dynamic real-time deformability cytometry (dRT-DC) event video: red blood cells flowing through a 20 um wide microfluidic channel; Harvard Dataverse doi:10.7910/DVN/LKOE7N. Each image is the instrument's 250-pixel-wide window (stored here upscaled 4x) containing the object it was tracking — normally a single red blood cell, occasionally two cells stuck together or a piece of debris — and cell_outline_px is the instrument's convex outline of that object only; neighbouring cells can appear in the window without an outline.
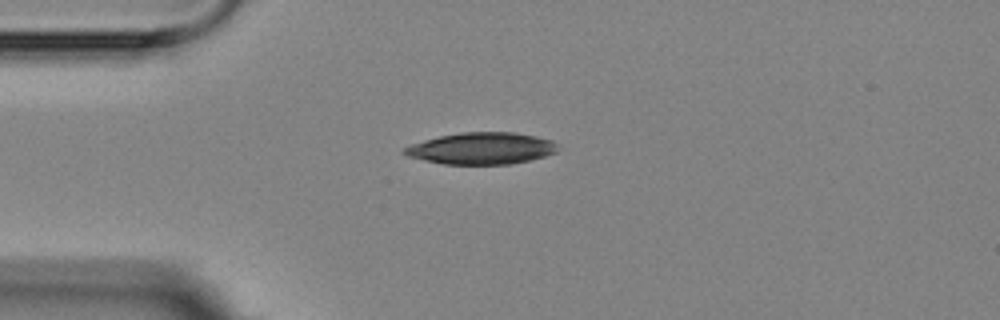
{"species": "Egyptian fruit bat (a non-hibernating species)", "species_latin": "Rousettus aegyptiacus", "temperature_condition": "room temperature", "stored_images_in_passage": 7, "camera_frame_rate_fps": 3000, "um_per_image_px": 0.085, "animal": {"sex": "female"}, "frame": {"image": 1, "passage_image": 1, "time_ms": 0.0, "image_size_px": [1000, 320], "cell_outline_px": [[556, 152], [544, 156], [512, 164], [444, 164], [424, 160], [408, 156], [400, 152], [404, 148], [412, 144], [424, 140], [440, 136], [460, 132], [512, 132], [536, 136], [552, 140], [556, 144]], "centroid_in_image_um": [40.9, 12.61], "position_along_channel_um": 44.1, "area_um2": 28.21}}
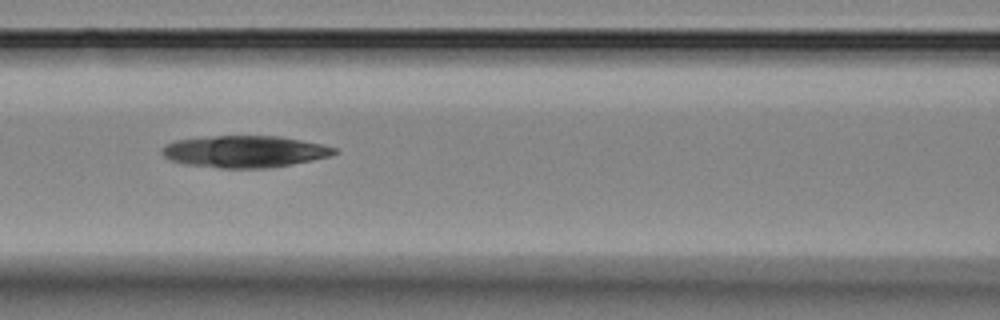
{"frame": {"image": 2, "passage_image": 4, "time_ms": 3.333, "image_size_px": [1000, 320], "cell_outline_px": [[340, 152], [328, 156], [312, 160], [292, 164], [268, 168], [220, 168], [184, 164], [168, 160], [160, 152], [160, 148], [164, 144], [176, 140], [216, 136], [280, 136], [320, 144], [336, 148]], "centroid_in_image_um": [20.74, 12.89], "position_along_channel_um": 145.9, "area_um2": 32.02}}
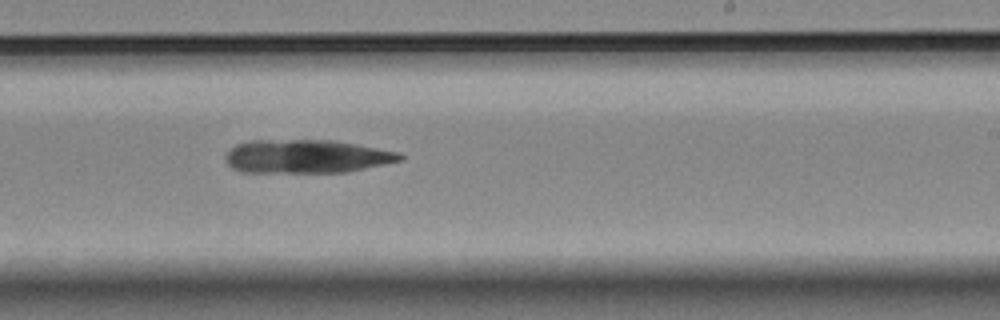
{"frame": {"image": 3, "passage_image": 7, "time_ms": 6.667, "image_size_px": [1000, 320], "cell_outline_px": [[404, 160], [344, 172], [240, 172], [232, 168], [224, 160], [224, 156], [236, 144], [248, 140], [336, 140], [400, 152], [404, 156]], "centroid_in_image_um": [26.04, 13.29], "position_along_channel_um": 263.0, "area_um2": 34.22}}